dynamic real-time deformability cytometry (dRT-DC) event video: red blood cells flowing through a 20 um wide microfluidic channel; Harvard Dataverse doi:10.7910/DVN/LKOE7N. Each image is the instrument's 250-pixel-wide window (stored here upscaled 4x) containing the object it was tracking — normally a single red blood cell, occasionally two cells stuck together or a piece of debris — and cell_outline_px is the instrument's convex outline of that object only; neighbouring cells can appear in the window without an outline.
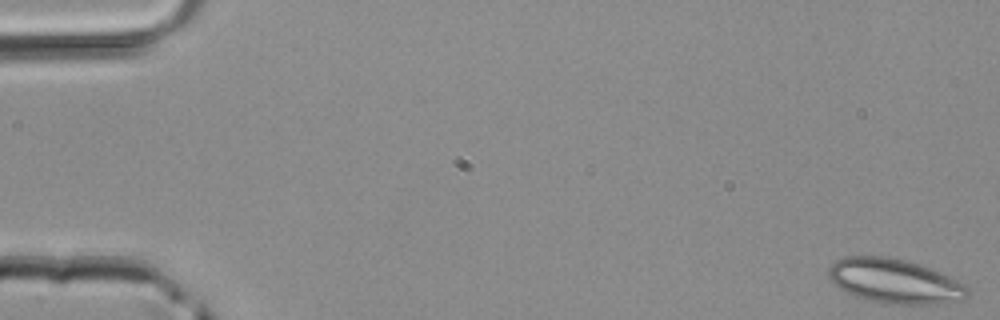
{"species": "common noctule bat (a hibernating species)", "species_latin": "Nyctalus noctula", "temperature_condition": "room temperature", "stored_images_in_passage": 4, "camera_frame_rate_fps": 3000, "um_per_image_px": 0.085, "animal": {"sex": "male", "body_mass_g": 20.4}, "frame": {"image": 1, "passage_image": 1, "time_ms": 0.0, "image_size_px": [1000, 320], "cell_outline_px": [[968, 296], [964, 300], [936, 304], [884, 304], [864, 300], [840, 288], [828, 276], [828, 268], [836, 260], [844, 256], [884, 256], [904, 260], [932, 268], [964, 284], [968, 288]], "centroid_in_image_um": [76.05, 23.91], "position_along_channel_um": 8.9, "area_um2": 36.07}}